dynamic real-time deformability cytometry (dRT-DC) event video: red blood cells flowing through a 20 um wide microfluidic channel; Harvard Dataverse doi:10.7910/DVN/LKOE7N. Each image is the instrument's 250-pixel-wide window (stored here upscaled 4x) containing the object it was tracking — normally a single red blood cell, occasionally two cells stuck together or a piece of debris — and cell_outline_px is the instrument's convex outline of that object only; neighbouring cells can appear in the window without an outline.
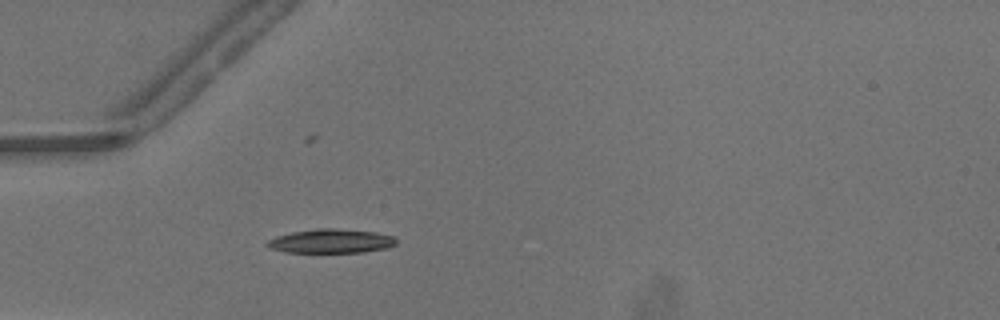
{"species": "common noctule bat (a hibernating species)", "species_latin": "Nyctalus noctula", "temperature_condition": "warm", "stored_images_in_passage": 37, "camera_frame_rate_fps": 3000, "um_per_image_px": 0.085, "animal": {"sex": "male", "body_mass_g": 13.3}, "frame": {"image": 1, "passage_image": 3, "time_ms": 0.667, "image_size_px": [1000, 320], "cell_outline_px": [[396, 244], [388, 248], [364, 252], [284, 252], [272, 248], [268, 244], [268, 240], [276, 236], [292, 232], [316, 228], [332, 228], [376, 232], [392, 236], [396, 240]], "centroid_in_image_um": [28.17, 20.49], "position_along_channel_um": 56.8, "area_um2": 17.92}}
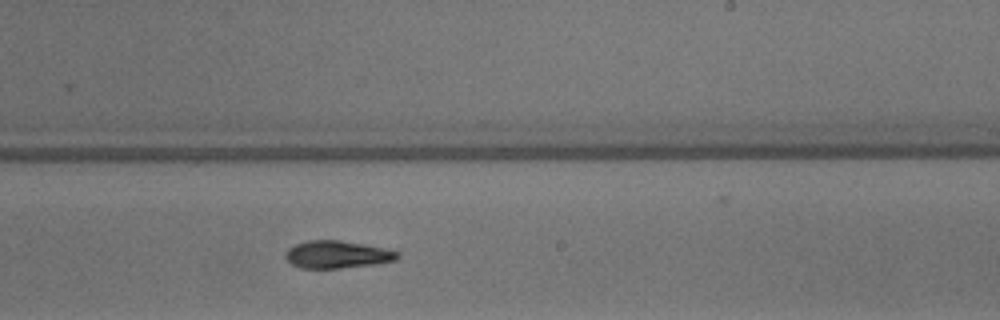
{"frame": {"image": 2, "passage_image": 18, "time_ms": 5.667, "image_size_px": [1000, 320], "cell_outline_px": [[400, 256], [396, 260], [376, 264], [340, 268], [300, 268], [292, 264], [284, 256], [288, 248], [296, 244], [308, 240], [340, 240], [364, 244], [384, 248], [400, 252]], "centroid_in_image_um": [28.67, 21.63], "position_along_channel_um": 260.3, "area_um2": 17.98}}
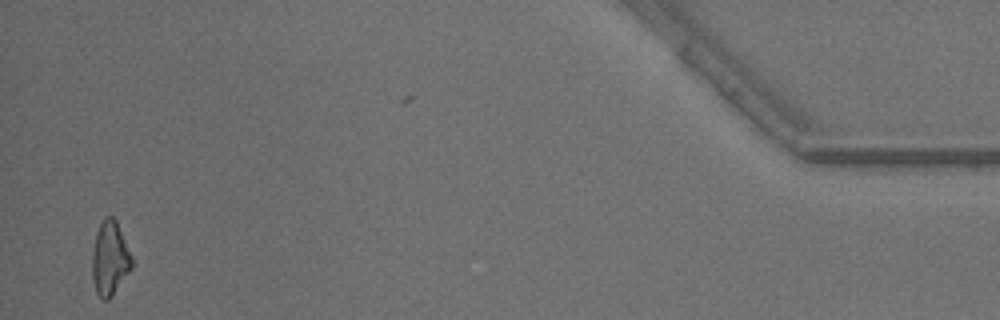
{"frame": {"image": 3, "passage_image": 36, "time_ms": 11.667, "image_size_px": [1000, 320], "cell_outline_px": [[132, 268], [112, 296], [108, 300], [104, 300], [96, 292], [92, 276], [92, 252], [96, 232], [104, 216], [112, 216], [116, 220], [132, 256]], "centroid_in_image_um": [9.33, 21.96], "position_along_channel_um": 425.9, "area_um2": 17.11}, "authors_computed_cell_mechanics": {"area_um2": 17.9758, "velocity_mm_per_s": 4.2135, "shape_relaxation_time_tau1_ms": 5.3234, "shape_relaxation_time_tau2_ms": 10.5563, "deformation_change_tau1": 0.1675, "deformation_change_tau2": 0.2104}}